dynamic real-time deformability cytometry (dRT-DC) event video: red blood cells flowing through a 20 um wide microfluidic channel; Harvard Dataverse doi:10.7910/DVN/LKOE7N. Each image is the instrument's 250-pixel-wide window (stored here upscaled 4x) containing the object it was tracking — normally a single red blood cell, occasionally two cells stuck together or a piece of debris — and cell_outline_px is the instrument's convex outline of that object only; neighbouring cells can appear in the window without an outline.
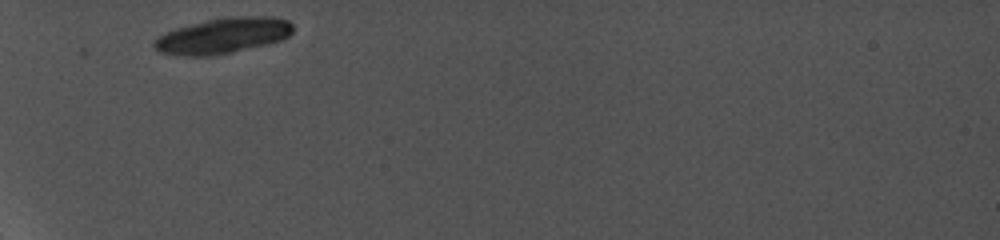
{"species": "common noctule bat (a hibernating species)", "species_latin": "Nyctalus noctula", "temperature_condition": "cold", "stored_images_in_passage": 2, "camera_frame_rate_fps": 5000, "um_per_image_px": 0.085, "animal": {"sex": "female", "body_mass_g": 19.0, "forearm_length_mm": 56.7}, "frame": {"image": 1, "passage_image": 1, "time_ms": 0.0, "image_size_px": [1000, 240], "cell_outline_px": [[292, 32], [288, 36], [280, 40], [232, 52], [208, 56], [184, 56], [160, 52], [152, 44], [156, 36], [164, 32], [176, 28], [208, 20], [228, 16], [272, 16], [288, 20], [292, 24]], "centroid_in_image_um": [18.92, 3.02], "position_along_channel_um": 66.1, "area_um2": 28.67}}